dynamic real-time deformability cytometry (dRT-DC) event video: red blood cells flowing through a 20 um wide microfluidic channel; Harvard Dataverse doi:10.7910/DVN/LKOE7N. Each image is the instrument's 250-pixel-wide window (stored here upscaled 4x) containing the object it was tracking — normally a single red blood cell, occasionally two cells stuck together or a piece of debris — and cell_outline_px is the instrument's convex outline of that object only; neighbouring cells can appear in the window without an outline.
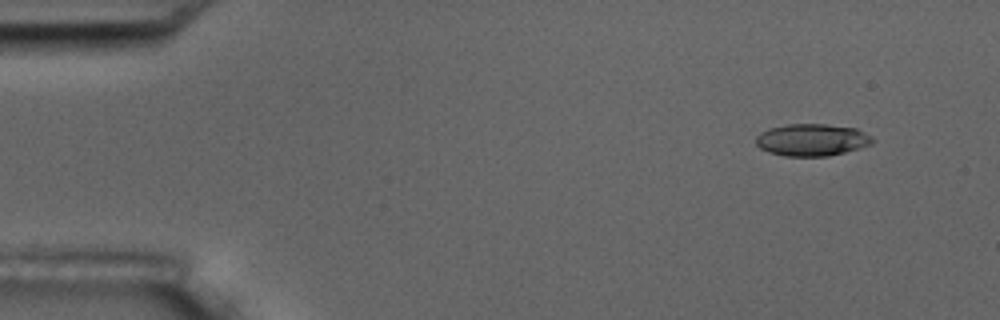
{"species": "common noctule bat (a hibernating species)", "species_latin": "Nyctalus noctula", "temperature_condition": "room temperature", "stored_images_in_passage": 7, "camera_frame_rate_fps": 3000, "um_per_image_px": 0.085, "animal": {"sex": "male", "body_mass_g": 17.5, "forearm_length_mm": 52.3}, "frame": {"image": 1, "passage_image": 1, "time_ms": 0.0, "image_size_px": [1000, 320], "cell_outline_px": [[876, 140], [872, 144], [844, 152], [828, 156], [784, 156], [768, 152], [760, 148], [756, 144], [756, 136], [760, 132], [768, 128], [788, 124], [828, 124], [856, 128], [872, 136]], "centroid_in_image_um": [69.01, 11.88], "position_along_channel_um": 16.0, "area_um2": 21.96}}
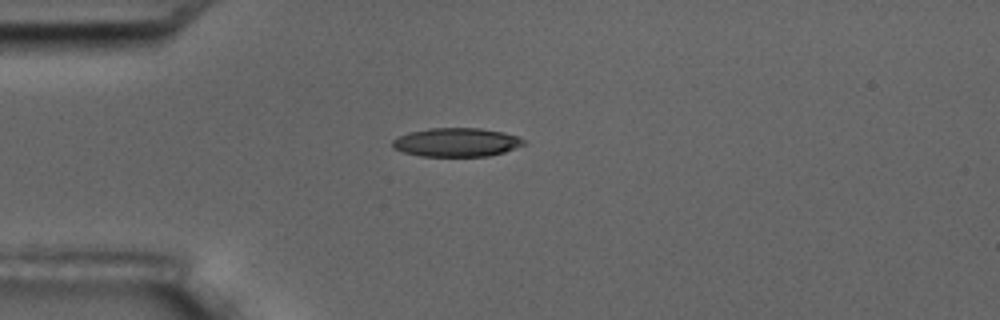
{"frame": {"image": 2, "passage_image": 3, "time_ms": 3.333, "image_size_px": [1000, 320], "cell_outline_px": [[524, 144], [504, 152], [488, 156], [420, 156], [404, 152], [392, 148], [392, 140], [396, 136], [408, 132], [428, 128], [480, 128], [500, 132], [516, 136], [524, 140]], "centroid_in_image_um": [38.72, 12.09], "position_along_channel_um": 46.3, "area_um2": 21.91}}
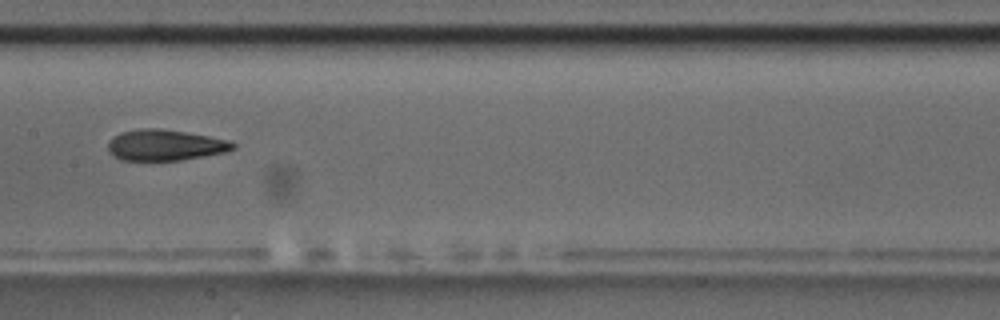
{"frame": {"image": 3, "passage_image": 7, "time_ms": 8.0, "image_size_px": [1000, 320], "cell_outline_px": [[236, 148], [224, 152], [180, 160], [120, 160], [112, 156], [108, 152], [108, 140], [120, 132], [140, 128], [160, 128], [232, 140], [236, 144]], "centroid_in_image_um": [14.0, 12.33], "position_along_channel_um": 193.4, "area_um2": 22.66}}